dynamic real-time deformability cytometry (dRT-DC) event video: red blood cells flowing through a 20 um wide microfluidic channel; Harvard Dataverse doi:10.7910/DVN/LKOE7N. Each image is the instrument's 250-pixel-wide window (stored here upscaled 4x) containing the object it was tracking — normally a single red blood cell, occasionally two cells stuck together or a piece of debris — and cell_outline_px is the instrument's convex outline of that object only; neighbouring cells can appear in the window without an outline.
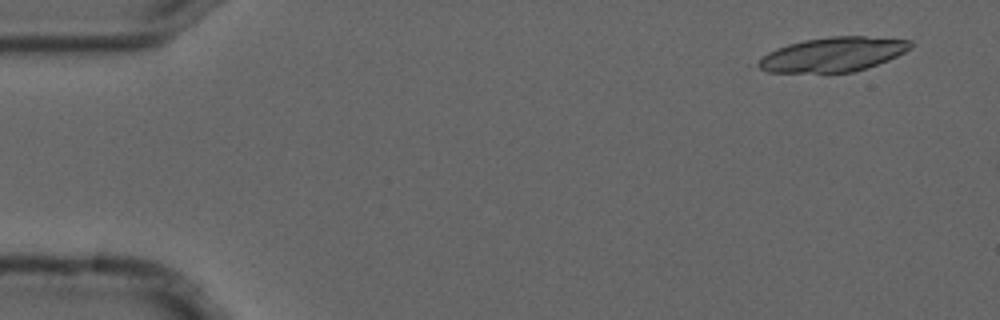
{"species": "common noctule bat (a hibernating species)", "species_latin": "Nyctalus noctula", "temperature_condition": "cold", "stored_images_in_passage": 5, "camera_frame_rate_fps": 3000, "um_per_image_px": 0.085, "animal": {"sex": "male", "forearm_length_mm": 52.5}, "frame": {"image": 1, "passage_image": 1, "time_ms": 0.0, "image_size_px": [1000, 320], "cell_outline_px": [[912, 44], [904, 52], [888, 60], [852, 72], [768, 72], [748, 64], [768, 52], [776, 48], [788, 44], [804, 40], [828, 36], [864, 36], [912, 40]], "centroid_in_image_um": [70.68, 4.62], "position_along_channel_um": 14.3, "area_um2": 30.69}}